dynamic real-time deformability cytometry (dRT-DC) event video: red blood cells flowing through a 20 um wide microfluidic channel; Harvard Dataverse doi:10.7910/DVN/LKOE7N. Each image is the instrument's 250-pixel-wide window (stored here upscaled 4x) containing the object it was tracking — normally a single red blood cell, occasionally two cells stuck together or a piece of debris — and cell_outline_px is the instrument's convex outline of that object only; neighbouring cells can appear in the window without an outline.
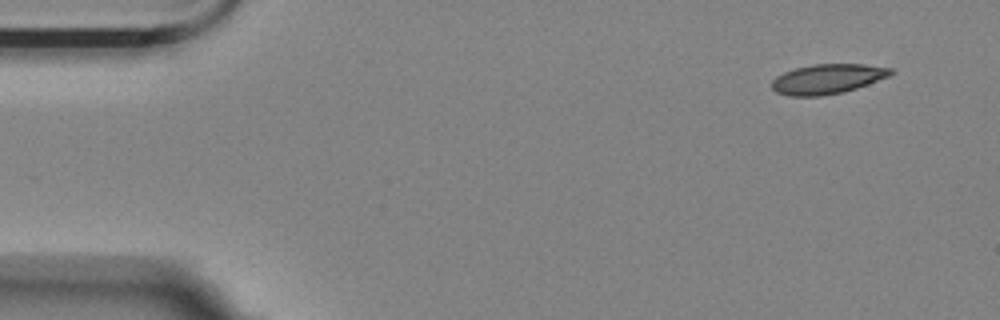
{"species": "Egyptian fruit bat (a non-hibernating species)", "species_latin": "Rousettus aegyptiacus", "temperature_condition": "room temperature", "stored_images_in_passage": 4, "segment_of_instrument_passage": [1, 2], "camera_frame_rate_fps": 3000, "um_per_image_px": 0.085, "animal": {"sex": "female"}, "frame": {"image": 1, "passage_image": 1, "time_ms": 0.0, "image_size_px": [1000, 320], "cell_outline_px": [[896, 72], [888, 76], [868, 84], [844, 92], [820, 96], [788, 96], [776, 92], [772, 88], [772, 80], [776, 76], [784, 72], [796, 68], [812, 64], [864, 64], [892, 68]], "centroid_in_image_um": [70.33, 6.71], "position_along_channel_um": 14.7, "area_um2": 20.69}}
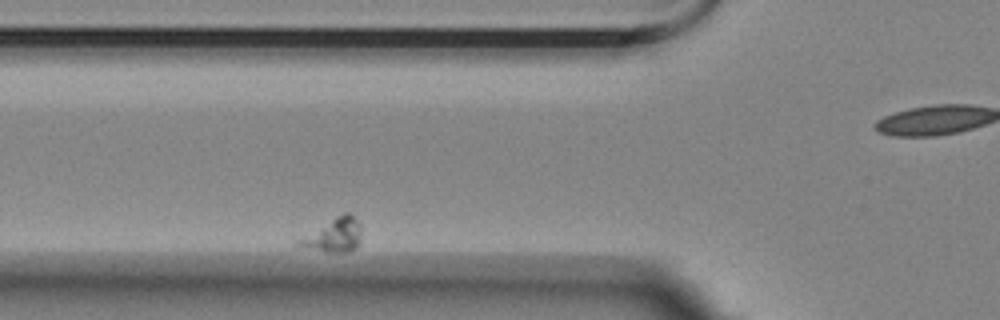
{"frame": {"image": 2, "passage_image": 3, "time_ms": 0.667, "image_size_px": [1000, 320], "cell_outline_px": [[360, 244], [356, 248], [348, 252], [328, 252], [300, 248], [296, 244], [296, 240], [336, 216], [344, 212], [348, 212], [360, 224]], "centroid_in_image_um": [28.34, 20.02], "position_along_channel_um": 97.5, "area_um2": 12.37}}